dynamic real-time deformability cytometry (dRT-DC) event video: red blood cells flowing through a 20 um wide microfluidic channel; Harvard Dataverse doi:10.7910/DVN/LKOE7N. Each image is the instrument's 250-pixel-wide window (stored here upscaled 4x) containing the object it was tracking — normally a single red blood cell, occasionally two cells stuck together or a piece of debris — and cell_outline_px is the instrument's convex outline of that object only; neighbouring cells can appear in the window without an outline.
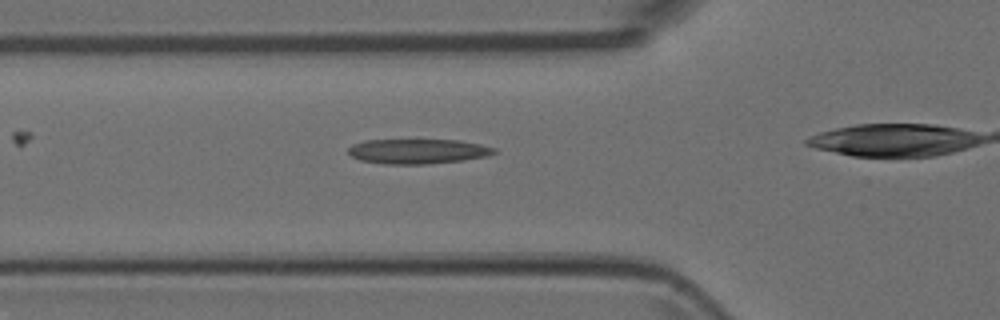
{"species": "Egyptian fruit bat (a non-hibernating species)", "species_latin": "Rousettus aegyptiacus", "temperature_condition": "room temperature", "stored_images_in_passage": 3, "camera_frame_rate_fps": 3000, "um_per_image_px": 0.085, "animal": {"sex": "female"}, "frame": {"image": 1, "passage_image": 2, "time_ms": 0.333, "image_size_px": [1000, 320], "cell_outline_px": [[496, 152], [488, 156], [464, 160], [428, 164], [384, 164], [360, 160], [352, 156], [348, 152], [348, 148], [352, 144], [364, 140], [460, 140], [480, 144], [496, 148]], "centroid_in_image_um": [35.52, 12.86], "position_along_channel_um": 90.3, "area_um2": 21.21}}